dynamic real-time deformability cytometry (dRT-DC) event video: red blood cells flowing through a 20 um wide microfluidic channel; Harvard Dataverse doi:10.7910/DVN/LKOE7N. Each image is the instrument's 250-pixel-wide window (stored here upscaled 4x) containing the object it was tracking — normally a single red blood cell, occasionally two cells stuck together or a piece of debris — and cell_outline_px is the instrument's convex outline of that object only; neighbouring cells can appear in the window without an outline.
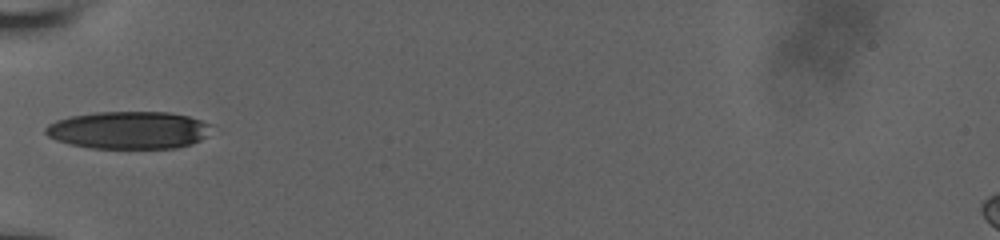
{"species": "human", "species_latin": "Homo sapiens", "temperature_condition": "room temperature", "stored_images_in_passage": 36, "camera_frame_rate_fps": 3000, "um_per_image_px": 0.085, "donor": {"sex": "male"}, "frame": {"image": 1, "passage_image": 1, "time_ms": 0.0, "image_size_px": [1000, 240], "cell_outline_px": [[212, 124], [204, 136], [200, 140], [192, 144], [176, 148], [92, 148], [68, 144], [56, 140], [48, 136], [44, 132], [44, 128], [48, 124], [56, 120], [72, 116], [96, 112], [168, 112], [188, 116]], "centroid_in_image_um": [10.9, 11.06], "position_along_channel_um": 74.1, "area_um2": 36.24}}
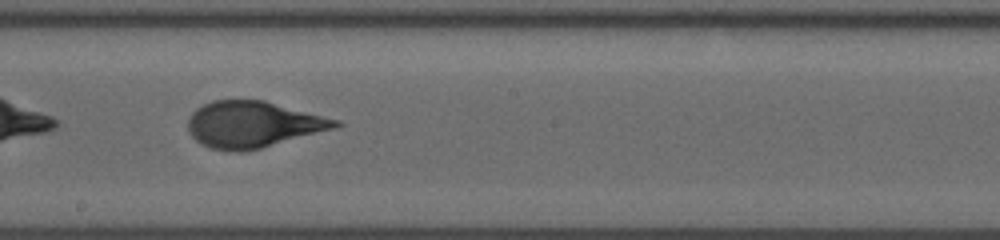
{"frame": {"image": 2, "passage_image": 13, "time_ms": 4.0, "image_size_px": [1000, 240], "cell_outline_px": [[344, 124], [332, 128], [260, 148], [240, 152], [212, 148], [196, 140], [188, 132], [188, 116], [196, 108], [212, 100], [264, 100], [340, 120]], "centroid_in_image_um": [21.47, 10.55], "position_along_channel_um": 226.7, "area_um2": 39.25}}
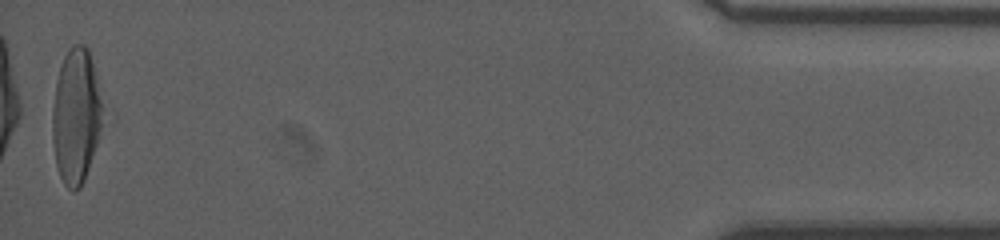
{"frame": {"image": 3, "passage_image": 36, "time_ms": 11.333, "image_size_px": [1000, 240], "cell_outline_px": [[108, 120], [84, 180], [80, 188], [72, 192], [64, 184], [60, 176], [56, 164], [52, 140], [52, 108], [56, 80], [64, 56], [68, 48], [72, 44], [84, 44], [88, 48]], "centroid_in_image_um": [6.52, 9.89], "position_along_channel_um": 428.7, "area_um2": 40.92}, "authors_computed_cell_mechanics": {"area_um2": 39.3618, "velocity_mm_per_s": 3.8551, "shape_relaxation_time_tau1_ms": 3.9196, "shape_relaxation_time_tau2_ms": null, "deformation_change_tau1": 0.1955, "deformation_change_tau2": null}}